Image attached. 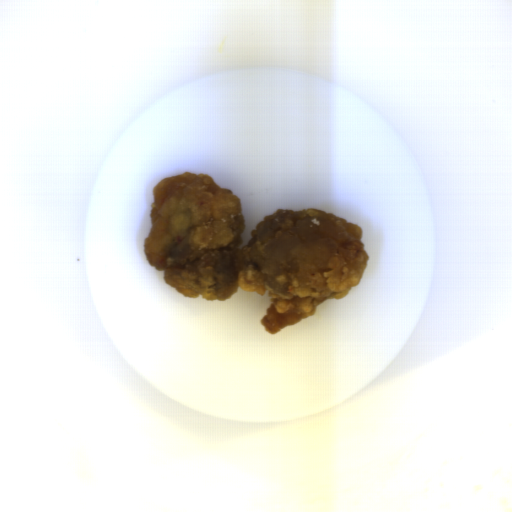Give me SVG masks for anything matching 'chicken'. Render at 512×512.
<instances>
[{"mask_svg":"<svg viewBox=\"0 0 512 512\" xmlns=\"http://www.w3.org/2000/svg\"><path fill=\"white\" fill-rule=\"evenodd\" d=\"M152 197L148 263L187 299L224 302L238 288L267 295L260 323L273 336L349 295L368 263L363 228L318 208L276 209L241 248V198L203 172L161 179Z\"/></svg>","mask_w":512,"mask_h":512,"instance_id":"1","label":"chicken"}]
</instances>
